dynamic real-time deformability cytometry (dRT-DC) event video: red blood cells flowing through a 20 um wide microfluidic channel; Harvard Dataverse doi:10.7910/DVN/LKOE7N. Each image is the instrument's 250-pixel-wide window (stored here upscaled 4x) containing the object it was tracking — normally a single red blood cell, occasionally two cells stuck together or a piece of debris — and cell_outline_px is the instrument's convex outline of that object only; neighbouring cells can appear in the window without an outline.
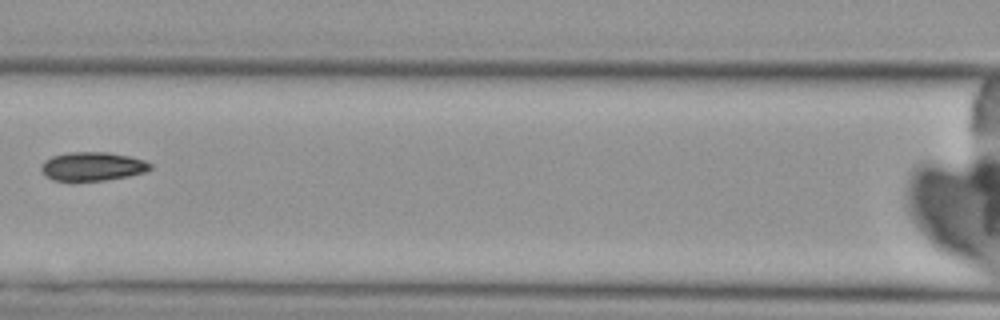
{"species": "Egyptian fruit bat (a non-hibernating species)", "species_latin": "Rousettus aegyptiacus", "temperature_condition": "cold", "stored_images_in_passage": 8, "camera_frame_rate_fps": 3000, "um_per_image_px": 0.085, "animal": {"sex": "female"}, "frame": {"image": 1, "passage_image": 7, "time_ms": 8.333, "image_size_px": [1000, 320], "cell_outline_px": [[152, 168], [144, 172], [128, 176], [104, 180], [52, 180], [44, 176], [40, 168], [40, 164], [44, 160], [52, 156], [68, 152], [108, 152], [132, 156], [144, 160], [152, 164]], "centroid_in_image_um": [7.84, 14.13], "position_along_channel_um": 158.8, "area_um2": 18.38}}
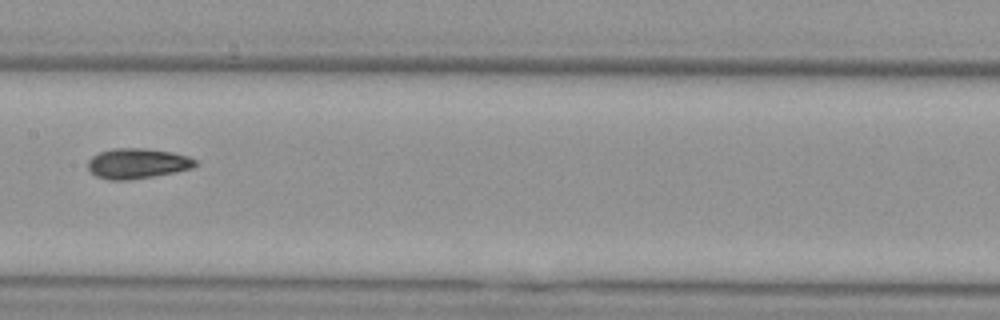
{"frame": {"image": 2, "passage_image": 8, "time_ms": 9.333, "image_size_px": [1000, 320], "cell_outline_px": [[196, 164], [192, 168], [176, 172], [128, 180], [108, 180], [96, 176], [88, 168], [88, 160], [92, 156], [100, 152], [112, 148], [144, 148], [172, 152], [188, 156], [196, 160]], "centroid_in_image_um": [11.66, 13.89], "position_along_channel_um": 195.7, "area_um2": 18.9}}